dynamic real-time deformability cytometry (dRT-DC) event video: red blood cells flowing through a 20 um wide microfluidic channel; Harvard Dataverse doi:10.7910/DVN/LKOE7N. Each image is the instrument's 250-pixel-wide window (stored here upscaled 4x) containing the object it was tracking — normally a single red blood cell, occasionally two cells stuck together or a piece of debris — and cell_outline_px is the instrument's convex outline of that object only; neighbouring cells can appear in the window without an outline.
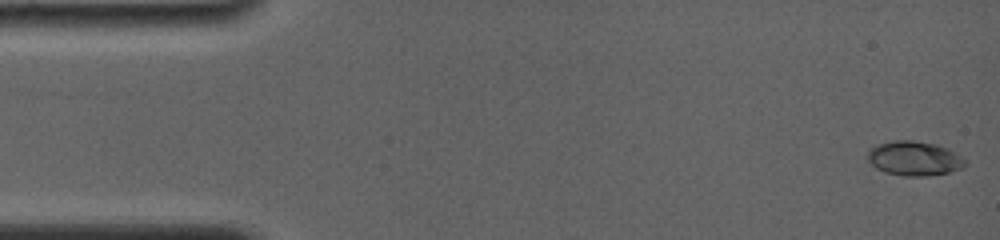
{"species": "common noctule bat (a hibernating species)", "species_latin": "Nyctalus noctula", "temperature_condition": "room temperature", "stored_images_in_passage": 38, "camera_frame_rate_fps": 4000, "um_per_image_px": 0.085, "animal": {"sex": "female", "body_mass_g": 19.0, "forearm_length_mm": 56.7}, "frame": {"image": 1, "passage_image": 1, "time_ms": 0.0, "image_size_px": [1000, 240], "cell_outline_px": [[964, 164], [960, 168], [948, 172], [928, 176], [904, 176], [884, 172], [876, 168], [864, 156], [876, 144], [892, 140], [912, 140], [936, 144], [948, 148], [960, 156], [964, 160]], "centroid_in_image_um": [77.65, 13.46], "position_along_channel_um": 7.4, "area_um2": 19.54}}
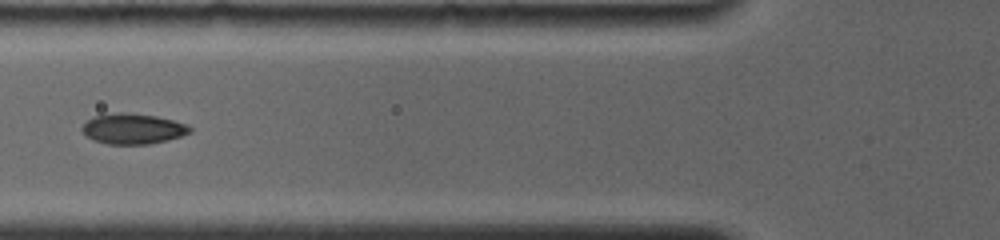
{"frame": {"image": 2, "passage_image": 16, "time_ms": 6.0, "image_size_px": [1000, 240], "cell_outline_px": [[192, 132], [168, 140], [148, 144], [108, 144], [96, 140], [88, 136], [80, 128], [92, 116], [120, 112], [124, 112], [156, 116], [188, 124], [192, 128]], "centroid_in_image_um": [11.33, 10.94], "position_along_channel_um": 114.5, "area_um2": 19.02}}
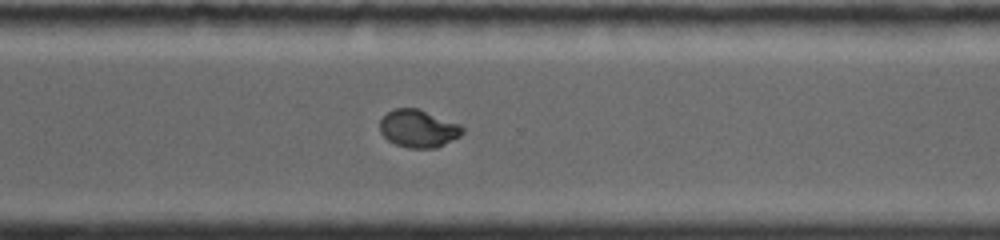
{"frame": {"image": 3, "passage_image": 31, "time_ms": 11.75, "image_size_px": [1000, 240], "cell_outline_px": [[464, 132], [460, 136], [436, 148], [408, 148], [396, 144], [388, 140], [380, 132], [380, 120], [388, 112], [396, 108], [416, 108], [460, 124], [464, 128]], "centroid_in_image_um": [35.56, 10.94], "position_along_channel_um": 335.0, "area_um2": 17.98}}